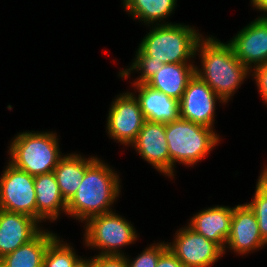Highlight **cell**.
<instances>
[{
  "instance_id": "44dd1931",
  "label": "cell",
  "mask_w": 267,
  "mask_h": 267,
  "mask_svg": "<svg viewBox=\"0 0 267 267\" xmlns=\"http://www.w3.org/2000/svg\"><path fill=\"white\" fill-rule=\"evenodd\" d=\"M122 3L132 18L139 19L148 26L174 24L162 21L173 13L177 0H123Z\"/></svg>"
},
{
  "instance_id": "f1b7e54d",
  "label": "cell",
  "mask_w": 267,
  "mask_h": 267,
  "mask_svg": "<svg viewBox=\"0 0 267 267\" xmlns=\"http://www.w3.org/2000/svg\"><path fill=\"white\" fill-rule=\"evenodd\" d=\"M250 2L255 9L265 13L263 16H267V0H250Z\"/></svg>"
},
{
  "instance_id": "4dcf8cb0",
  "label": "cell",
  "mask_w": 267,
  "mask_h": 267,
  "mask_svg": "<svg viewBox=\"0 0 267 267\" xmlns=\"http://www.w3.org/2000/svg\"><path fill=\"white\" fill-rule=\"evenodd\" d=\"M0 267H7L5 263L0 259Z\"/></svg>"
},
{
  "instance_id": "ba28073f",
  "label": "cell",
  "mask_w": 267,
  "mask_h": 267,
  "mask_svg": "<svg viewBox=\"0 0 267 267\" xmlns=\"http://www.w3.org/2000/svg\"><path fill=\"white\" fill-rule=\"evenodd\" d=\"M145 118L134 93L117 95L107 117V134L122 145H131L140 132Z\"/></svg>"
},
{
  "instance_id": "7402d4cb",
  "label": "cell",
  "mask_w": 267,
  "mask_h": 267,
  "mask_svg": "<svg viewBox=\"0 0 267 267\" xmlns=\"http://www.w3.org/2000/svg\"><path fill=\"white\" fill-rule=\"evenodd\" d=\"M250 203H246L254 212L262 239L267 243V165L260 173L255 194Z\"/></svg>"
},
{
  "instance_id": "5b68a950",
  "label": "cell",
  "mask_w": 267,
  "mask_h": 267,
  "mask_svg": "<svg viewBox=\"0 0 267 267\" xmlns=\"http://www.w3.org/2000/svg\"><path fill=\"white\" fill-rule=\"evenodd\" d=\"M8 148L9 163L32 176L54 171L63 156L57 134L49 131L17 133Z\"/></svg>"
},
{
  "instance_id": "603a6c76",
  "label": "cell",
  "mask_w": 267,
  "mask_h": 267,
  "mask_svg": "<svg viewBox=\"0 0 267 267\" xmlns=\"http://www.w3.org/2000/svg\"><path fill=\"white\" fill-rule=\"evenodd\" d=\"M80 258L70 244L57 236L46 250L43 267H74Z\"/></svg>"
},
{
  "instance_id": "5bb4252c",
  "label": "cell",
  "mask_w": 267,
  "mask_h": 267,
  "mask_svg": "<svg viewBox=\"0 0 267 267\" xmlns=\"http://www.w3.org/2000/svg\"><path fill=\"white\" fill-rule=\"evenodd\" d=\"M33 217L0 209V259L32 240L41 230Z\"/></svg>"
},
{
  "instance_id": "484cf974",
  "label": "cell",
  "mask_w": 267,
  "mask_h": 267,
  "mask_svg": "<svg viewBox=\"0 0 267 267\" xmlns=\"http://www.w3.org/2000/svg\"><path fill=\"white\" fill-rule=\"evenodd\" d=\"M251 76L254 77L257 89L267 105V64L252 68Z\"/></svg>"
},
{
  "instance_id": "f546056e",
  "label": "cell",
  "mask_w": 267,
  "mask_h": 267,
  "mask_svg": "<svg viewBox=\"0 0 267 267\" xmlns=\"http://www.w3.org/2000/svg\"><path fill=\"white\" fill-rule=\"evenodd\" d=\"M74 267H94V257L91 259L80 258Z\"/></svg>"
},
{
  "instance_id": "277c9868",
  "label": "cell",
  "mask_w": 267,
  "mask_h": 267,
  "mask_svg": "<svg viewBox=\"0 0 267 267\" xmlns=\"http://www.w3.org/2000/svg\"><path fill=\"white\" fill-rule=\"evenodd\" d=\"M165 131L172 179L177 162L194 166L220 142V137L214 129L182 118L166 123Z\"/></svg>"
},
{
  "instance_id": "e0dca14e",
  "label": "cell",
  "mask_w": 267,
  "mask_h": 267,
  "mask_svg": "<svg viewBox=\"0 0 267 267\" xmlns=\"http://www.w3.org/2000/svg\"><path fill=\"white\" fill-rule=\"evenodd\" d=\"M36 220L55 221L63 212L67 215V202L61 195L54 172L35 176ZM61 211V212H60Z\"/></svg>"
},
{
  "instance_id": "d4e9b609",
  "label": "cell",
  "mask_w": 267,
  "mask_h": 267,
  "mask_svg": "<svg viewBox=\"0 0 267 267\" xmlns=\"http://www.w3.org/2000/svg\"><path fill=\"white\" fill-rule=\"evenodd\" d=\"M167 243H153L142 251L136 258L129 260L126 256L128 267H156L159 256L167 249Z\"/></svg>"
},
{
  "instance_id": "7c38bea8",
  "label": "cell",
  "mask_w": 267,
  "mask_h": 267,
  "mask_svg": "<svg viewBox=\"0 0 267 267\" xmlns=\"http://www.w3.org/2000/svg\"><path fill=\"white\" fill-rule=\"evenodd\" d=\"M267 243L262 239L254 212L245 204L233 207L230 233L226 248L240 255L262 249Z\"/></svg>"
},
{
  "instance_id": "30bf717a",
  "label": "cell",
  "mask_w": 267,
  "mask_h": 267,
  "mask_svg": "<svg viewBox=\"0 0 267 267\" xmlns=\"http://www.w3.org/2000/svg\"><path fill=\"white\" fill-rule=\"evenodd\" d=\"M217 101L225 104L206 82L194 74L179 100L180 118L214 129Z\"/></svg>"
},
{
  "instance_id": "3957f363",
  "label": "cell",
  "mask_w": 267,
  "mask_h": 267,
  "mask_svg": "<svg viewBox=\"0 0 267 267\" xmlns=\"http://www.w3.org/2000/svg\"><path fill=\"white\" fill-rule=\"evenodd\" d=\"M151 27L138 46L145 56L151 57V61L170 64L194 60L197 44L203 37L198 30L179 23Z\"/></svg>"
},
{
  "instance_id": "2e32d148",
  "label": "cell",
  "mask_w": 267,
  "mask_h": 267,
  "mask_svg": "<svg viewBox=\"0 0 267 267\" xmlns=\"http://www.w3.org/2000/svg\"><path fill=\"white\" fill-rule=\"evenodd\" d=\"M232 215L233 207L213 206L193 215L188 225L224 250L230 233Z\"/></svg>"
},
{
  "instance_id": "52a82bcc",
  "label": "cell",
  "mask_w": 267,
  "mask_h": 267,
  "mask_svg": "<svg viewBox=\"0 0 267 267\" xmlns=\"http://www.w3.org/2000/svg\"><path fill=\"white\" fill-rule=\"evenodd\" d=\"M7 164L0 176V209L36 219L35 176Z\"/></svg>"
},
{
  "instance_id": "4fadbf2b",
  "label": "cell",
  "mask_w": 267,
  "mask_h": 267,
  "mask_svg": "<svg viewBox=\"0 0 267 267\" xmlns=\"http://www.w3.org/2000/svg\"><path fill=\"white\" fill-rule=\"evenodd\" d=\"M136 152L160 173L170 177V157L165 124L145 120L135 141Z\"/></svg>"
},
{
  "instance_id": "6da1fadb",
  "label": "cell",
  "mask_w": 267,
  "mask_h": 267,
  "mask_svg": "<svg viewBox=\"0 0 267 267\" xmlns=\"http://www.w3.org/2000/svg\"><path fill=\"white\" fill-rule=\"evenodd\" d=\"M198 53L202 68L195 66V74L227 103L251 71L235 56L228 42L215 37H202L195 55Z\"/></svg>"
},
{
  "instance_id": "ac0fdd59",
  "label": "cell",
  "mask_w": 267,
  "mask_h": 267,
  "mask_svg": "<svg viewBox=\"0 0 267 267\" xmlns=\"http://www.w3.org/2000/svg\"><path fill=\"white\" fill-rule=\"evenodd\" d=\"M195 66L192 63L164 64L146 84L167 96L180 100L189 80L195 74Z\"/></svg>"
},
{
  "instance_id": "cb8c5ba5",
  "label": "cell",
  "mask_w": 267,
  "mask_h": 267,
  "mask_svg": "<svg viewBox=\"0 0 267 267\" xmlns=\"http://www.w3.org/2000/svg\"><path fill=\"white\" fill-rule=\"evenodd\" d=\"M133 60L129 68L121 70L118 74L121 78L127 79L131 71H140L141 75L136 81L134 80L133 84L146 83L164 65L162 62L151 61V57L145 56L139 49H137Z\"/></svg>"
},
{
  "instance_id": "9a60e30c",
  "label": "cell",
  "mask_w": 267,
  "mask_h": 267,
  "mask_svg": "<svg viewBox=\"0 0 267 267\" xmlns=\"http://www.w3.org/2000/svg\"><path fill=\"white\" fill-rule=\"evenodd\" d=\"M137 89L141 111L145 120L159 123H171L180 118L179 100L167 96L146 83L132 84Z\"/></svg>"
},
{
  "instance_id": "9c48e42d",
  "label": "cell",
  "mask_w": 267,
  "mask_h": 267,
  "mask_svg": "<svg viewBox=\"0 0 267 267\" xmlns=\"http://www.w3.org/2000/svg\"><path fill=\"white\" fill-rule=\"evenodd\" d=\"M167 247L184 267H210L224 255L217 243L206 239L189 225L177 230L173 242H167Z\"/></svg>"
},
{
  "instance_id": "4316f807",
  "label": "cell",
  "mask_w": 267,
  "mask_h": 267,
  "mask_svg": "<svg viewBox=\"0 0 267 267\" xmlns=\"http://www.w3.org/2000/svg\"><path fill=\"white\" fill-rule=\"evenodd\" d=\"M94 267H128L126 255H96Z\"/></svg>"
},
{
  "instance_id": "d6986e66",
  "label": "cell",
  "mask_w": 267,
  "mask_h": 267,
  "mask_svg": "<svg viewBox=\"0 0 267 267\" xmlns=\"http://www.w3.org/2000/svg\"><path fill=\"white\" fill-rule=\"evenodd\" d=\"M98 157H83L80 154L69 153L59 160L54 174L62 197L68 202L76 193L82 183L87 168Z\"/></svg>"
},
{
  "instance_id": "ffe728a7",
  "label": "cell",
  "mask_w": 267,
  "mask_h": 267,
  "mask_svg": "<svg viewBox=\"0 0 267 267\" xmlns=\"http://www.w3.org/2000/svg\"><path fill=\"white\" fill-rule=\"evenodd\" d=\"M56 237L57 234L42 229L32 240L1 260L7 267H43L46 250Z\"/></svg>"
},
{
  "instance_id": "7a4b0ae2",
  "label": "cell",
  "mask_w": 267,
  "mask_h": 267,
  "mask_svg": "<svg viewBox=\"0 0 267 267\" xmlns=\"http://www.w3.org/2000/svg\"><path fill=\"white\" fill-rule=\"evenodd\" d=\"M120 183L117 172L97 158L87 168L75 195L67 202V215L86 222L93 216L111 212V205L121 192Z\"/></svg>"
},
{
  "instance_id": "8992f818",
  "label": "cell",
  "mask_w": 267,
  "mask_h": 267,
  "mask_svg": "<svg viewBox=\"0 0 267 267\" xmlns=\"http://www.w3.org/2000/svg\"><path fill=\"white\" fill-rule=\"evenodd\" d=\"M85 246L101 250L99 255H124L120 249L137 240V231L125 218L111 211L85 222Z\"/></svg>"
},
{
  "instance_id": "83f0119b",
  "label": "cell",
  "mask_w": 267,
  "mask_h": 267,
  "mask_svg": "<svg viewBox=\"0 0 267 267\" xmlns=\"http://www.w3.org/2000/svg\"><path fill=\"white\" fill-rule=\"evenodd\" d=\"M156 267H184L182 262L167 248L157 261Z\"/></svg>"
},
{
  "instance_id": "8fae6325",
  "label": "cell",
  "mask_w": 267,
  "mask_h": 267,
  "mask_svg": "<svg viewBox=\"0 0 267 267\" xmlns=\"http://www.w3.org/2000/svg\"><path fill=\"white\" fill-rule=\"evenodd\" d=\"M228 43L235 56L250 71L254 67L267 64V16L254 19Z\"/></svg>"
}]
</instances>
